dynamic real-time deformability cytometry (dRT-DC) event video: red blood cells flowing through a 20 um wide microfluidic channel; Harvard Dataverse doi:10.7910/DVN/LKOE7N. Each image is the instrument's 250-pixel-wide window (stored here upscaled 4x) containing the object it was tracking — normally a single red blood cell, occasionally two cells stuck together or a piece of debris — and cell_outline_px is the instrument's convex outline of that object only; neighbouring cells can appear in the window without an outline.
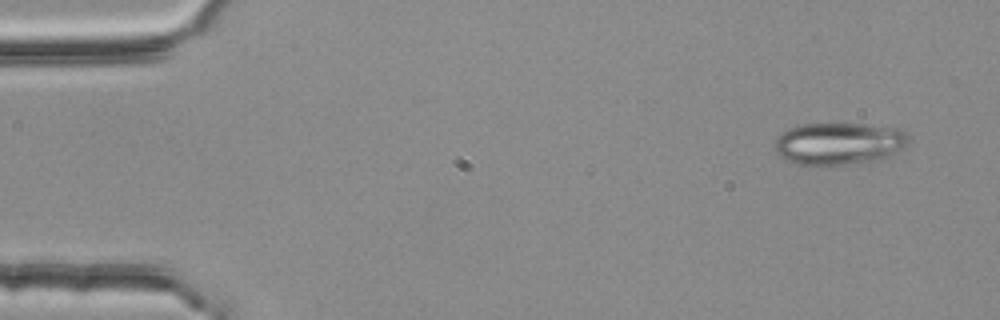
{"species": "common noctule bat (a hibernating species)", "species_latin": "Nyctalus noctula", "temperature_condition": "room temperature", "stored_images_in_passage": 3, "camera_frame_rate_fps": 3000, "um_per_image_px": 0.085, "animal": {"sex": "female", "body_mass_g": 25.1}, "frame": {"image": 1, "passage_image": 3, "time_ms": 0.667, "image_size_px": [1000, 320], "cell_outline_px": [[912, 140], [904, 148], [892, 156], [884, 160], [812, 168], [784, 160], [776, 156], [776, 140], [788, 128], [800, 124], [860, 124], [896, 128], [904, 132]], "centroid_in_image_um": [71.32, 12.25], "position_along_channel_um": 13.7, "area_um2": 33.81}}